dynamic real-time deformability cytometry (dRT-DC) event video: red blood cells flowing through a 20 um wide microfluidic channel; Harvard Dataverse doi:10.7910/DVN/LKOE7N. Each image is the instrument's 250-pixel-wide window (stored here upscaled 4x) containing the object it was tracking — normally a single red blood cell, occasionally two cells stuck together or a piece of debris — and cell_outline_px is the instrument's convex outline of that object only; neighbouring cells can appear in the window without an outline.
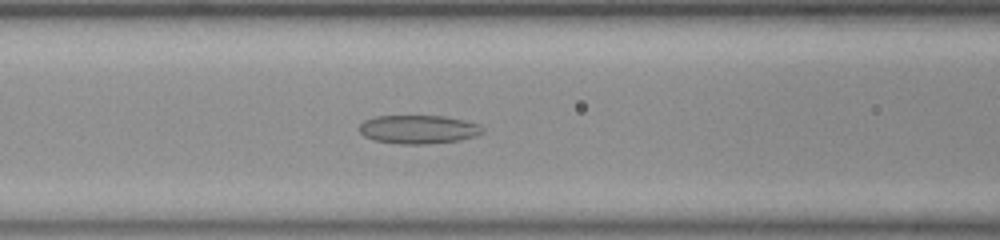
{"species": "common noctule bat (a hibernating species)", "species_latin": "Nyctalus noctula", "temperature_condition": "room temperature", "stored_images_in_passage": 33, "camera_frame_rate_fps": 3000, "um_per_image_px": 0.085, "animal": {"sex": "female", "body_mass_g": 23.0, "forearm_length_mm": 53.4}, "frame": {"image": 1, "passage_image": 22, "time_ms": 7.0, "image_size_px": [1000, 240], "cell_outline_px": [[484, 132], [460, 140], [420, 144], [400, 144], [376, 140], [364, 136], [360, 132], [360, 124], [364, 120], [376, 116], [444, 116], [464, 120], [480, 124], [484, 128]], "centroid_in_image_um": [35.57, 10.99], "position_along_channel_um": 131.0, "area_um2": 20.35}}
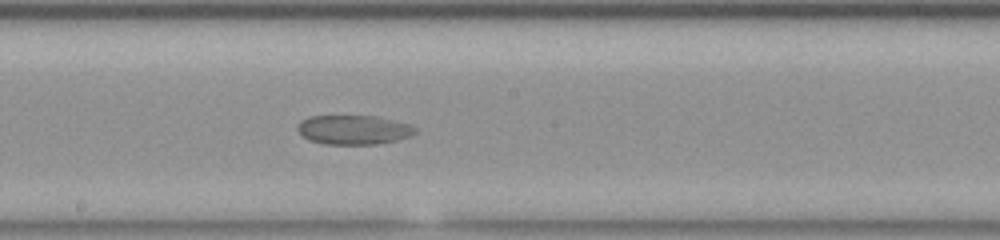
{"frame": {"image": 2, "passage_image": 29, "time_ms": 9.333, "image_size_px": [1000, 240], "cell_outline_px": [[416, 132], [408, 136], [396, 140], [372, 144], [324, 144], [308, 140], [296, 128], [296, 124], [300, 120], [308, 116], [376, 116], [408, 124], [416, 128]], "centroid_in_image_um": [29.98, 11.02], "position_along_channel_um": 218.2, "area_um2": 19.94}}
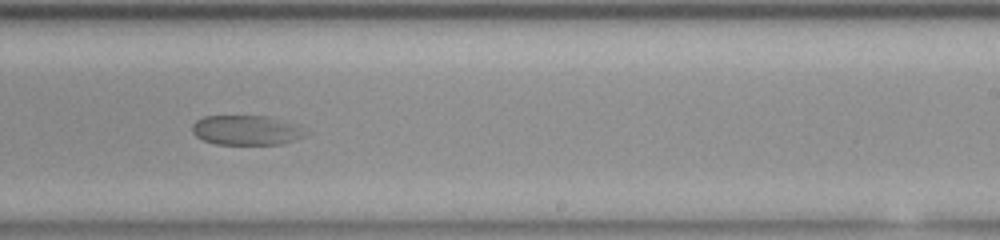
{"frame": {"image": 3, "passage_image": 33, "time_ms": 10.667, "image_size_px": [1000, 240], "cell_outline_px": [[304, 136], [280, 144], [216, 144], [204, 140], [196, 136], [192, 132], [192, 124], [196, 120], [204, 116], [268, 116], [284, 120], [292, 124]], "centroid_in_image_um": [20.81, 11.06], "position_along_channel_um": 268.2, "area_um2": 19.07}}